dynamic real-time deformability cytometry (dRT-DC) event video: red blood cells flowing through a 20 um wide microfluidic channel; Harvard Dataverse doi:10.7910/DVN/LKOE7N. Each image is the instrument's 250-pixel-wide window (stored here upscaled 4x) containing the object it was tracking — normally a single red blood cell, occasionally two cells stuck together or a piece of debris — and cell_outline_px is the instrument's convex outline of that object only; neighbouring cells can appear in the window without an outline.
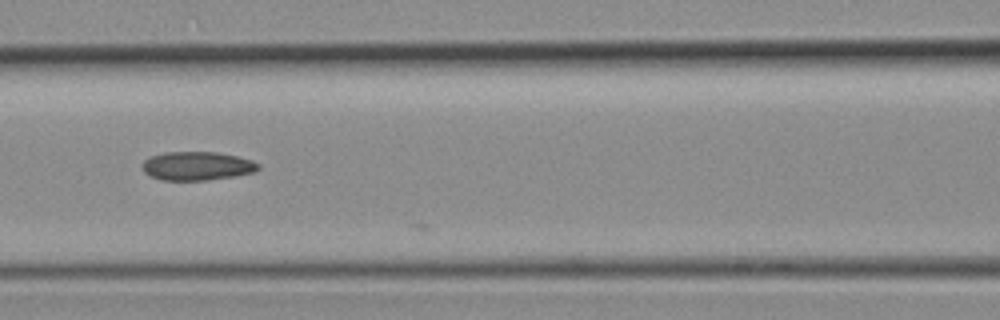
{"species": "common noctule bat (a hibernating species)", "species_latin": "Nyctalus noctula", "temperature_condition": "room temperature", "stored_images_in_passage": 13, "camera_frame_rate_fps": 3000, "um_per_image_px": 0.085, "animal": {"sex": "female", "body_mass_g": 19.3, "forearm_length_mm": 54.1}, "frame": {"image": 1, "passage_image": 11, "time_ms": 3.333, "image_size_px": [1000, 320], "cell_outline_px": [[260, 168], [256, 172], [236, 176], [204, 180], [160, 180], [148, 176], [144, 172], [140, 164], [148, 156], [164, 152], [216, 152], [236, 156], [252, 160], [260, 164]], "centroid_in_image_um": [16.71, 14.11], "position_along_channel_um": 149.9, "area_um2": 19.71}}